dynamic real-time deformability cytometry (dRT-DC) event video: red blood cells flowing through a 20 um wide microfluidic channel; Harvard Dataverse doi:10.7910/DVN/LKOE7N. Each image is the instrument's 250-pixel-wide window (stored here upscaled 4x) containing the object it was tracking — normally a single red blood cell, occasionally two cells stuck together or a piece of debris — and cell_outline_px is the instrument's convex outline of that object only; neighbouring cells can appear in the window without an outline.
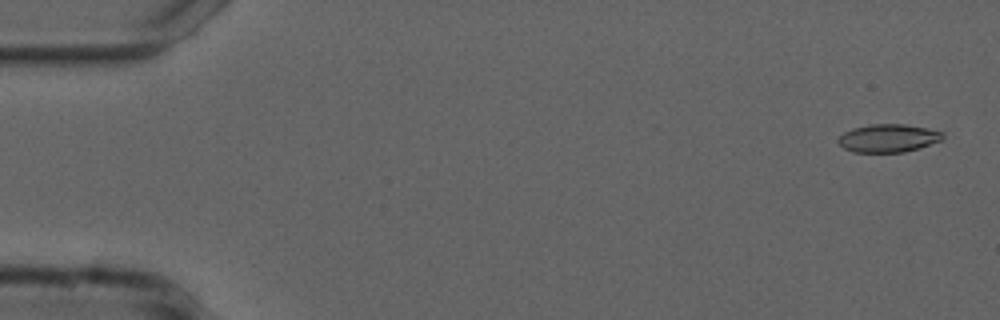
{"species": "common noctule bat (a hibernating species)", "species_latin": "Nyctalus noctula", "temperature_condition": "cold", "stored_images_in_passage": 54, "camera_frame_rate_fps": 3000, "um_per_image_px": 0.085, "animal": {"sex": "male", "forearm_length_mm": 52.5}, "frame": {"image": 1, "passage_image": 2, "time_ms": 0.333, "image_size_px": [1000, 320], "cell_outline_px": [[944, 140], [920, 148], [904, 152], [852, 152], [844, 148], [836, 140], [844, 132], [852, 128], [872, 124], [904, 124], [928, 128], [944, 132]], "centroid_in_image_um": [75.54, 11.74], "position_along_channel_um": 9.5, "area_um2": 17.28}}
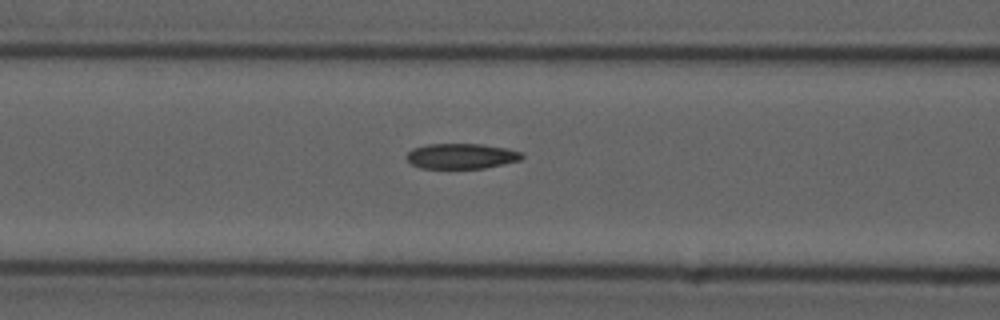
{"frame": {"image": 2, "passage_image": 22, "time_ms": 7.0, "image_size_px": [1000, 320], "cell_outline_px": [[524, 156], [520, 160], [504, 164], [484, 168], [420, 168], [412, 164], [404, 156], [412, 148], [428, 144], [480, 144], [508, 148], [524, 152]], "centroid_in_image_um": [39.23, 13.26], "position_along_channel_um": 127.4, "area_um2": 17.17}}
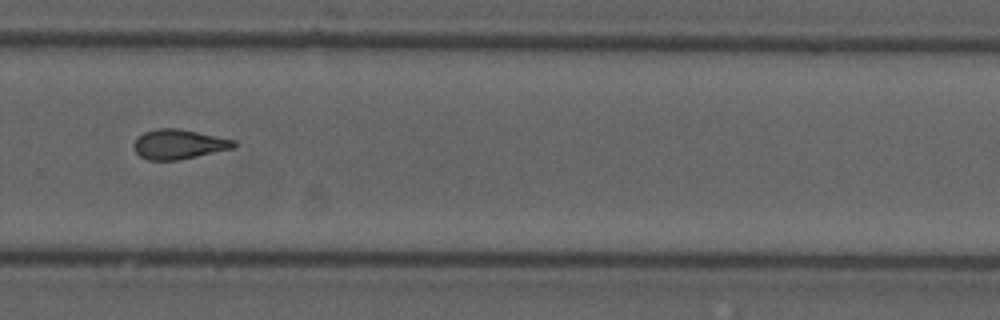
{"frame": {"image": 3, "passage_image": 37, "time_ms": 12.0, "image_size_px": [1000, 320], "cell_outline_px": [[236, 148], [180, 160], [148, 160], [140, 156], [136, 152], [132, 144], [144, 132], [156, 128], [180, 128], [236, 140]], "centroid_in_image_um": [15.23, 12.26], "position_along_channel_um": 314.6, "area_um2": 17.51}, "authors_computed_cell_mechanics": {"area_um2": 17.3689, "velocity_mm_per_s": 3.7635, "shape_relaxation_time_tau1_ms": null, "shape_relaxation_time_tau2_ms": 4.5412, "deformation_change_tau1": null, "deformation_change_tau2": 0.1225}}